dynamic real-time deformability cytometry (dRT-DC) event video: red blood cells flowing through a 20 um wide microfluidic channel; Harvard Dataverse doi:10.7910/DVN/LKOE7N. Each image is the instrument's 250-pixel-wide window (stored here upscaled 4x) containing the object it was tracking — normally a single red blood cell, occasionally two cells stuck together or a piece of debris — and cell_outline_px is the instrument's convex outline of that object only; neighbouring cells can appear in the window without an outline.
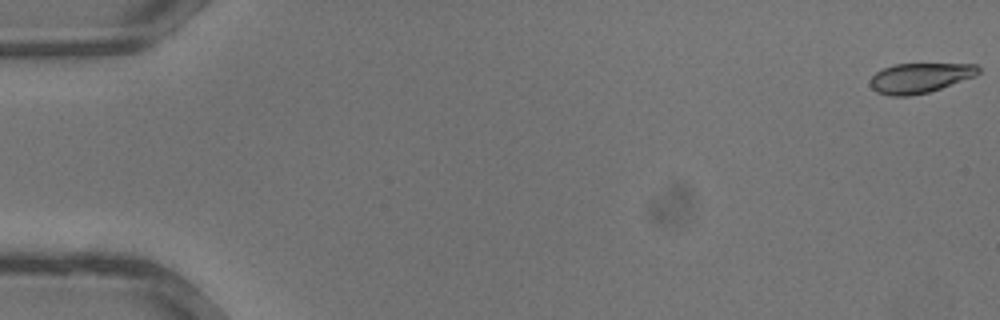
{"species": "common noctule bat (a hibernating species)", "species_latin": "Nyctalus noctula", "temperature_condition": "warm", "stored_images_in_passage": 11, "camera_frame_rate_fps": 3000, "um_per_image_px": 0.085, "animal": {"sex": "male", "body_mass_g": 13.3}, "frame": {"image": 1, "passage_image": 1, "time_ms": 0.0, "image_size_px": [1000, 320], "cell_outline_px": [[980, 72], [976, 76], [928, 92], [908, 96], [888, 96], [876, 92], [868, 84], [872, 76], [876, 72], [884, 68], [896, 64], [976, 64], [980, 68]], "centroid_in_image_um": [78.17, 6.63], "position_along_channel_um": 6.8, "area_um2": 18.84}}
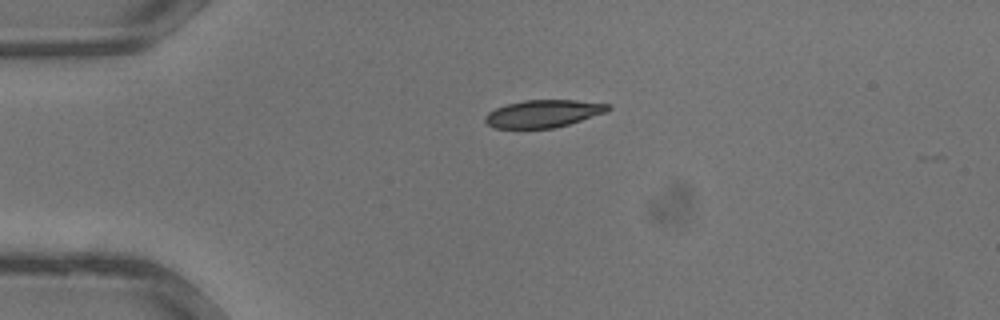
{"frame": {"image": 2, "passage_image": 9, "time_ms": 2.667, "image_size_px": [1000, 320], "cell_outline_px": [[612, 108], [608, 112], [568, 124], [552, 128], [492, 128], [484, 120], [484, 116], [488, 112], [496, 108], [508, 104], [524, 100], [576, 100], [608, 104]], "centroid_in_image_um": [46.18, 9.65], "position_along_channel_um": 38.8, "area_um2": 19.65}}